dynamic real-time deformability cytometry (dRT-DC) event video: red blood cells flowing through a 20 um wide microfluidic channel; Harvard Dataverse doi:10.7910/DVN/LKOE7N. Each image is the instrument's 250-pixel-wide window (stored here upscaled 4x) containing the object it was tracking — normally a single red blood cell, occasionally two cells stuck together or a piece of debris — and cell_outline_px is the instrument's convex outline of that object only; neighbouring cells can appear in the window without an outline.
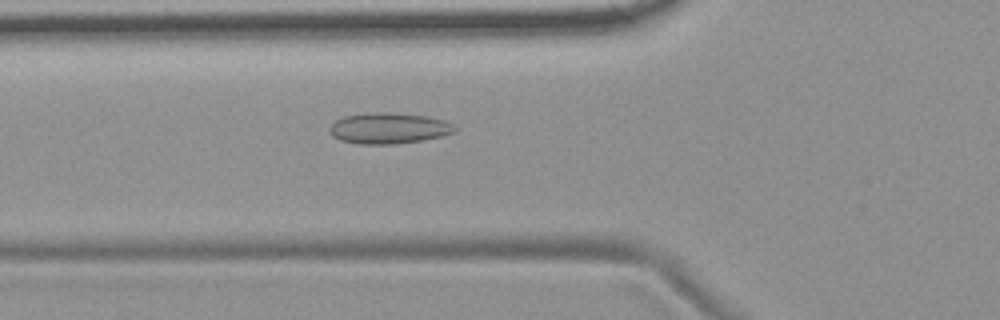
{"species": "common noctule bat (a hibernating species)", "species_latin": "Nyctalus noctula", "temperature_condition": "room temperature", "stored_images_in_passage": 55, "camera_frame_rate_fps": 3000, "um_per_image_px": 0.085, "animal": {"sex": "female", "body_mass_g": 19.9}, "frame": {"image": 1, "passage_image": 20, "time_ms": 6.333, "image_size_px": [1000, 320], "cell_outline_px": [[456, 132], [440, 136], [420, 140], [396, 144], [360, 144], [340, 140], [332, 136], [328, 132], [328, 128], [336, 120], [344, 116], [368, 112], [392, 112], [428, 116], [444, 120], [452, 124], [456, 128]], "centroid_in_image_um": [33.01, 10.89], "position_along_channel_um": 92.8, "area_um2": 22.72}}
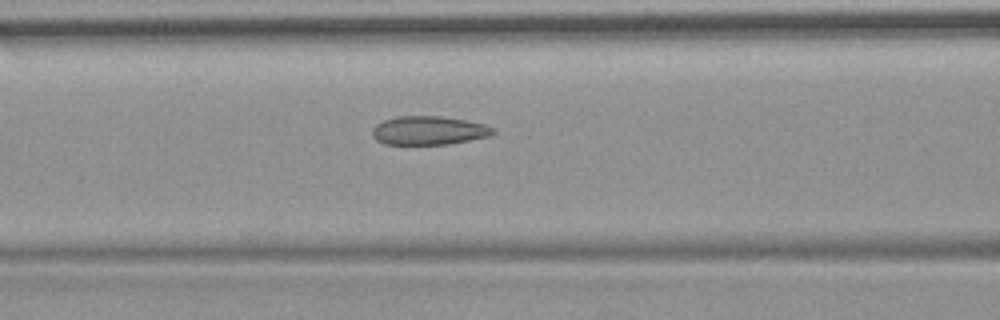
{"frame": {"image": 2, "passage_image": 23, "time_ms": 7.333, "image_size_px": [1000, 320], "cell_outline_px": [[496, 132], [492, 136], [448, 144], [384, 144], [376, 140], [372, 136], [372, 128], [376, 124], [384, 120], [396, 116], [440, 116], [464, 120], [484, 124], [492, 128]], "centroid_in_image_um": [36.43, 11.09], "position_along_channel_um": 130.2, "area_um2": 20.23}}
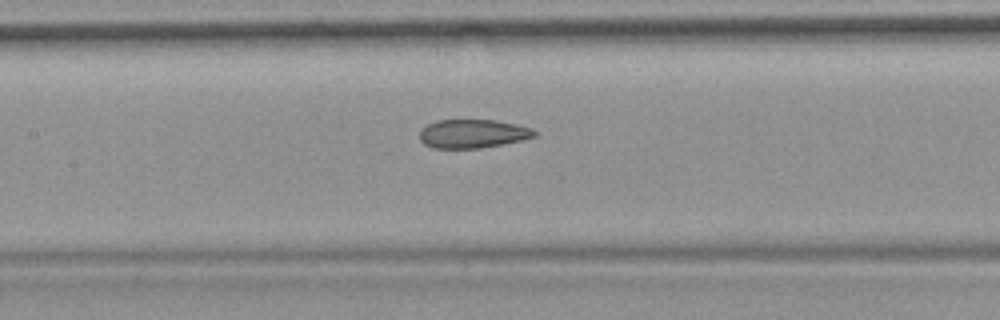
{"frame": {"image": 3, "passage_image": 26, "time_ms": 8.333, "image_size_px": [1000, 320], "cell_outline_px": [[540, 132], [536, 136], [524, 140], [480, 148], [432, 148], [424, 144], [420, 140], [420, 128], [436, 120], [496, 120], [516, 124], [532, 128]], "centroid_in_image_um": [40.21, 11.36], "position_along_channel_um": 167.2, "area_um2": 19.42}, "authors_computed_cell_mechanics": {"area_um2": 20.9236, "velocity_mm_per_s": 3.6991, "shape_relaxation_time_tau1_ms": null, "shape_relaxation_time_tau2_ms": 1.5627, "deformation_change_tau1": null, "deformation_change_tau2": 0.0811}}